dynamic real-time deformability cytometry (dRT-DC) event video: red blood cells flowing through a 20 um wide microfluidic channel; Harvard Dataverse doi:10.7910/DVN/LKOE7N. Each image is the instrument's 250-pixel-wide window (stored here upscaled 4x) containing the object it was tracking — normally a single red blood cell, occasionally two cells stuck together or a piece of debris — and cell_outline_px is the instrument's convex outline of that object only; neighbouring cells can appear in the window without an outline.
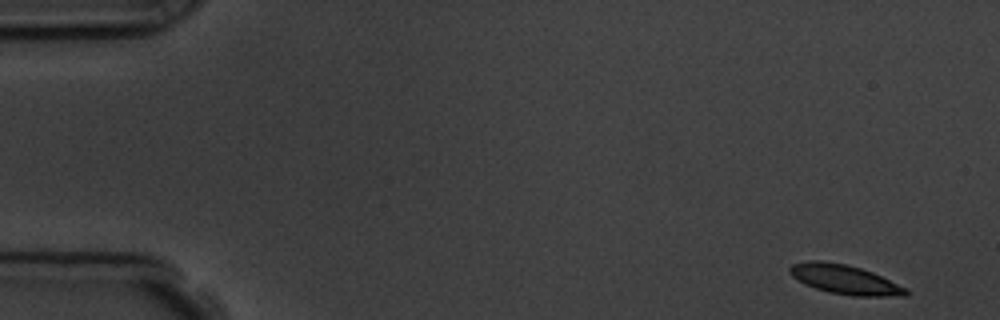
{"species": "common noctule bat (a hibernating species)", "species_latin": "Nyctalus noctula", "temperature_condition": "room temperature", "stored_images_in_passage": 11, "camera_frame_rate_fps": 3000, "um_per_image_px": 0.085, "animal": {"sex": "male", "body_mass_g": 19.5, "forearm_length_mm": 54.6}, "frame": {"image": 1, "passage_image": 1, "time_ms": 0.0, "image_size_px": [1000, 320], "cell_outline_px": [[908, 296], [852, 296], [828, 292], [804, 284], [792, 276], [788, 272], [788, 268], [792, 264], [808, 260], [820, 260], [844, 264], [860, 268], [872, 272], [908, 288]], "centroid_in_image_um": [71.8, 23.76], "position_along_channel_um": 13.2, "area_um2": 19.94}}
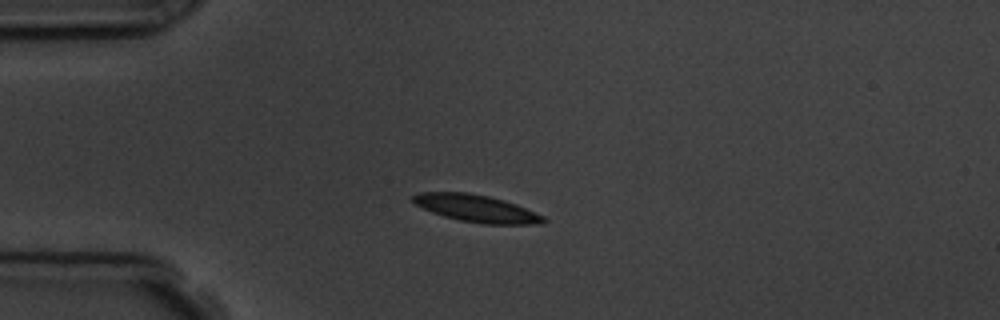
{"frame": {"image": 2, "passage_image": 4, "time_ms": 3.667, "image_size_px": [1000, 320], "cell_outline_px": [[548, 220], [540, 224], [484, 224], [460, 220], [444, 216], [432, 212], [416, 204], [412, 200], [412, 196], [420, 192], [468, 192], [488, 196], [504, 200], [516, 204], [544, 216]], "centroid_in_image_um": [40.52, 17.71], "position_along_channel_um": 44.5, "area_um2": 20.58}}
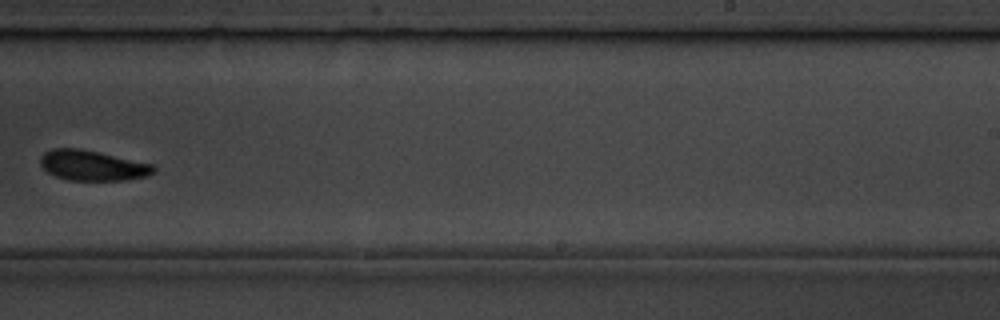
{"frame": {"image": 3, "passage_image": 10, "time_ms": 10.667, "image_size_px": [1000, 320], "cell_outline_px": [[156, 172], [148, 176], [124, 180], [68, 180], [56, 176], [48, 172], [40, 164], [40, 156], [44, 152], [52, 148], [80, 148], [100, 152], [156, 164]], "centroid_in_image_um": [7.91, 14.05], "position_along_channel_um": 281.1, "area_um2": 20.29}}